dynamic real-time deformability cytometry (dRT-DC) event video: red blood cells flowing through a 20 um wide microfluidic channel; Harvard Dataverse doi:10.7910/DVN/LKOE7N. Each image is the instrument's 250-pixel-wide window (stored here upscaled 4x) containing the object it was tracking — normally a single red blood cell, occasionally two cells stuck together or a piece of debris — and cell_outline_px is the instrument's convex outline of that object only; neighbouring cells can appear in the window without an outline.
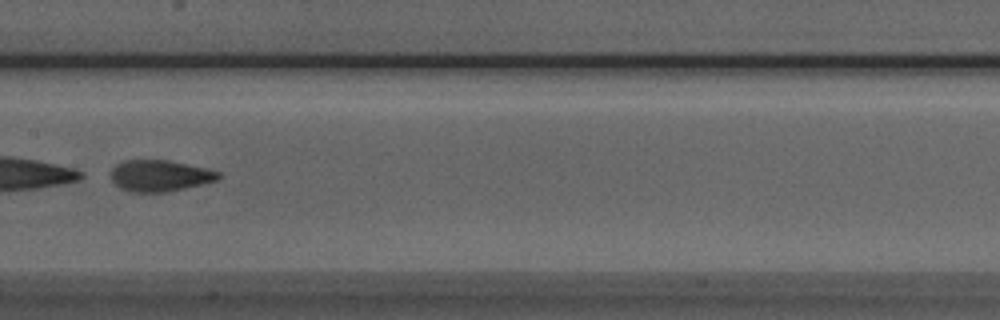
{"species": "Egyptian fruit bat (a non-hibernating species)", "species_latin": "Rousettus aegyptiacus", "temperature_condition": "room temperature", "stored_images_in_passage": 44, "camera_frame_rate_fps": 3000, "um_per_image_px": 0.085, "animal": {"sex": "male"}, "frame": {"image": 1, "passage_image": 19, "time_ms": 6.0, "image_size_px": [1000, 320], "cell_outline_px": [[220, 180], [184, 188], [164, 192], [128, 192], [120, 188], [112, 180], [112, 168], [116, 164], [124, 160], [168, 160], [208, 168], [220, 172]], "centroid_in_image_um": [13.61, 14.93], "position_along_channel_um": 193.8, "area_um2": 19.71}}